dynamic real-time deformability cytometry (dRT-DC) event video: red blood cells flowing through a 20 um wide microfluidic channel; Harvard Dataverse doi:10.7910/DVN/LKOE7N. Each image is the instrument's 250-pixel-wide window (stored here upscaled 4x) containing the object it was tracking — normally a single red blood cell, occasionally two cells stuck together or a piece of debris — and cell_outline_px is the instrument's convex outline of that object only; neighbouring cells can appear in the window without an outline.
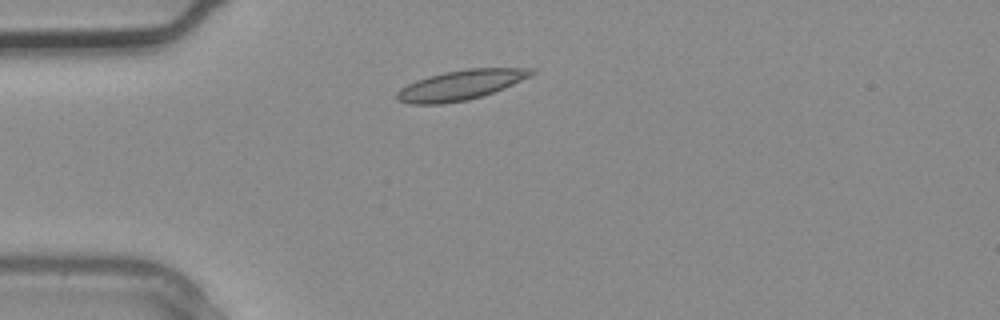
{"species": "common noctule bat (a hibernating species)", "species_latin": "Nyctalus noctula", "temperature_condition": "warm", "stored_images_in_passage": 1, "camera_frame_rate_fps": 3000, "um_per_image_px": 0.085, "animal": {"sex": "male", "body_mass_g": 20.4}, "frame": {"image": 1, "passage_image": 1, "time_ms": 0.0, "image_size_px": [1000, 320], "cell_outline_px": [[536, 72], [532, 76], [504, 88], [468, 100], [440, 104], [408, 104], [396, 100], [396, 92], [400, 88], [416, 80], [428, 76], [444, 72], [468, 68], [536, 68]], "centroid_in_image_um": [39.15, 7.22], "position_along_channel_um": 45.8, "area_um2": 23.52}}